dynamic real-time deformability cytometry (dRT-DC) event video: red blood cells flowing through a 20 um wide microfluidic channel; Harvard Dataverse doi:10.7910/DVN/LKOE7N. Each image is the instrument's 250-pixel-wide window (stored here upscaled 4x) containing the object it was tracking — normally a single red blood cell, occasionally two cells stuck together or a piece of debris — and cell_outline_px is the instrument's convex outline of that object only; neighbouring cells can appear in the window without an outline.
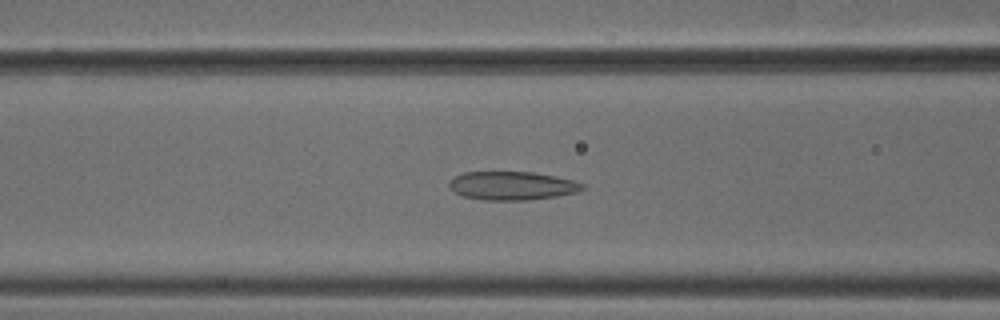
{"species": "common noctule bat (a hibernating species)", "species_latin": "Nyctalus noctula", "temperature_condition": "cold", "stored_images_in_passage": 39, "camera_frame_rate_fps": 3000, "um_per_image_px": 0.085, "animal": {"sex": "male", "body_mass_g": 18.8}, "frame": {"image": 1, "passage_image": 17, "time_ms": 5.333, "image_size_px": [1000, 320], "cell_outline_px": [[584, 188], [576, 192], [556, 196], [524, 200], [484, 200], [464, 196], [448, 188], [448, 184], [456, 176], [464, 172], [532, 172], [576, 180], [584, 184]], "centroid_in_image_um": [43.54, 15.78], "position_along_channel_um": 123.1, "area_um2": 21.96}}
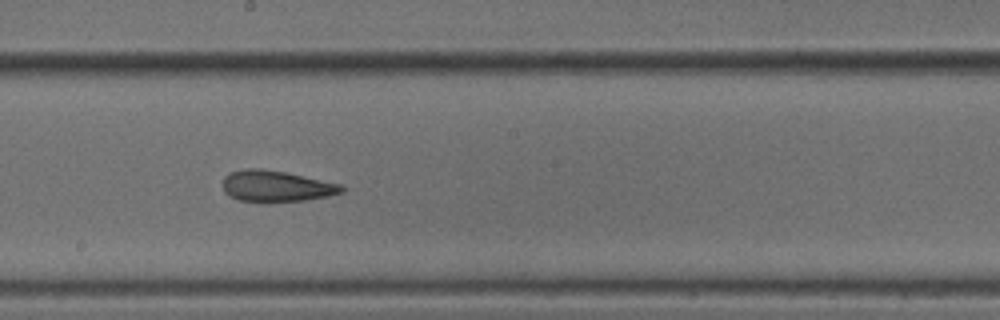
{"frame": {"image": 2, "passage_image": 25, "time_ms": 8.0, "image_size_px": [1000, 320], "cell_outline_px": [[344, 192], [328, 196], [304, 200], [236, 200], [228, 196], [224, 192], [224, 176], [228, 172], [248, 168], [260, 168], [284, 172], [344, 184]], "centroid_in_image_um": [23.49, 15.79], "position_along_channel_um": 224.7, "area_um2": 21.27}}
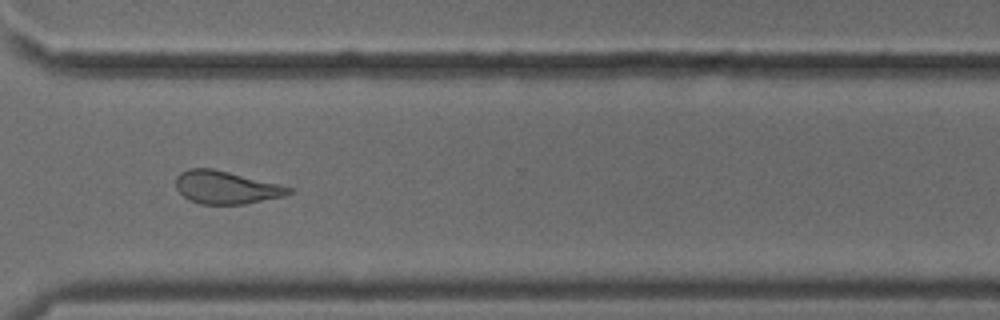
{"frame": {"image": 3, "passage_image": 35, "time_ms": 11.333, "image_size_px": [1000, 320], "cell_outline_px": [[292, 192], [284, 196], [244, 204], [200, 204], [188, 200], [176, 188], [176, 176], [180, 172], [188, 168], [212, 168], [280, 184], [292, 188]], "centroid_in_image_um": [19.19, 15.93], "position_along_channel_um": 351.4, "area_um2": 21.62}}